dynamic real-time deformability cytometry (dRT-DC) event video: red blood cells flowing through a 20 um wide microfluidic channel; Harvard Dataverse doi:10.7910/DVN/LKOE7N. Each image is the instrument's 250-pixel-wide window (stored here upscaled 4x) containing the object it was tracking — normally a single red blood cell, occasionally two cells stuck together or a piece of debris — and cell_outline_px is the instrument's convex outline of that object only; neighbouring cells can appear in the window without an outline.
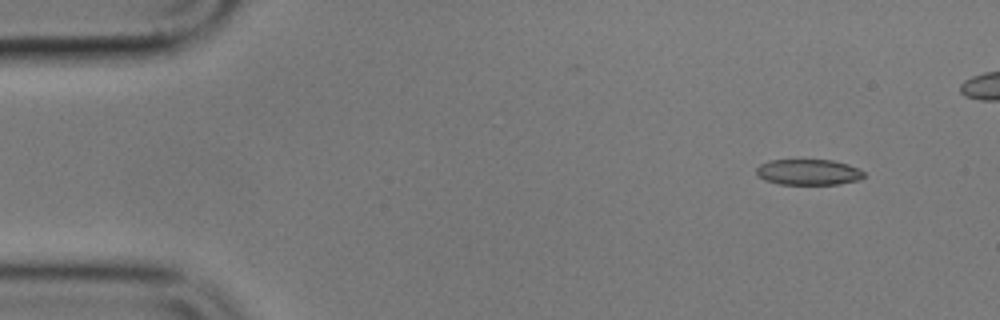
{"species": "common noctule bat (a hibernating species)", "species_latin": "Nyctalus noctula", "temperature_condition": "cold", "stored_images_in_passage": 5, "camera_frame_rate_fps": 3000, "um_per_image_px": 0.085, "animal": {"sex": "male", "body_mass_g": 17.9}, "frame": {"image": 1, "passage_image": 1, "time_ms": 0.0, "image_size_px": [1000, 320], "cell_outline_px": [[864, 176], [860, 180], [840, 184], [780, 184], [764, 180], [756, 172], [756, 168], [760, 164], [768, 160], [832, 160], [848, 164], [864, 172]], "centroid_in_image_um": [68.72, 14.63], "position_along_channel_um": 16.3, "area_um2": 16.13}}